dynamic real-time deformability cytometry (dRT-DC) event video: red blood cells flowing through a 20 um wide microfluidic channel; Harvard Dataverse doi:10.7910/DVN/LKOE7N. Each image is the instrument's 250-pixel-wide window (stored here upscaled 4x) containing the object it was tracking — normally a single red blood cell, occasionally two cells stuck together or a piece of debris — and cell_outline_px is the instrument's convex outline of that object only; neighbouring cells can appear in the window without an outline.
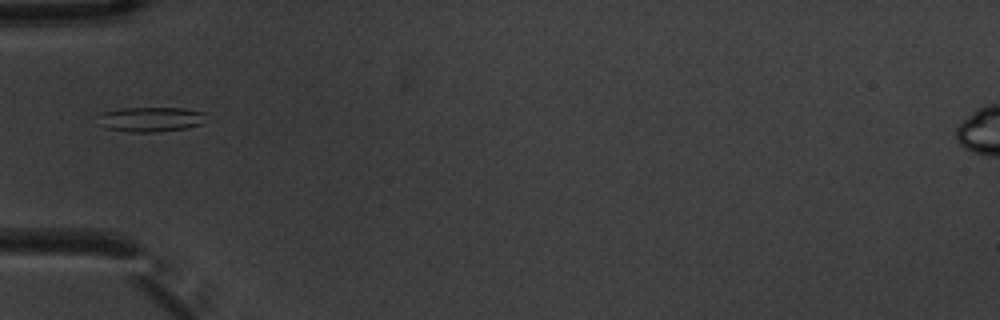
{"species": "common noctule bat (a hibernating species)", "species_latin": "Nyctalus noctula", "temperature_condition": "warm", "stored_images_in_passage": 4, "camera_frame_rate_fps": 3000, "um_per_image_px": 0.085, "animal": {"sex": "male", "body_mass_g": 20.1, "forearm_length_mm": 53.5}, "frame": {"image": 1, "passage_image": 1, "time_ms": 0.0, "image_size_px": [1000, 320], "cell_outline_px": [[204, 112], [200, 124], [184, 128], [160, 132], [132, 132], [104, 128], [96, 116], [104, 112], [120, 108], [184, 108]], "centroid_in_image_um": [12.74, 10.14], "position_along_channel_um": 72.3, "area_um2": 15.43}}
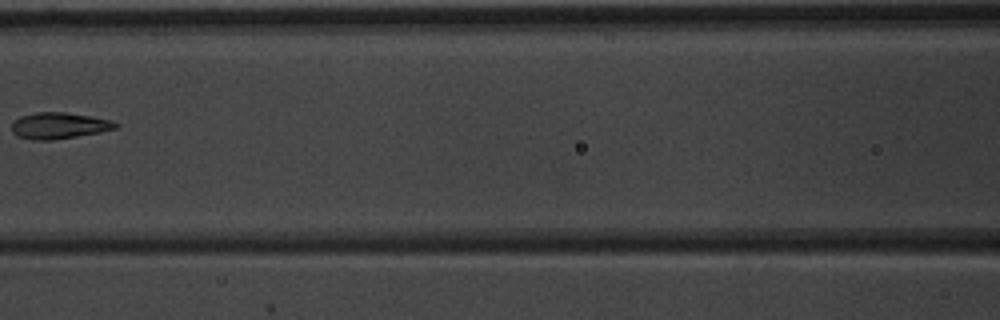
{"frame": {"image": 2, "passage_image": 3, "time_ms": 0.667, "image_size_px": [1000, 320], "cell_outline_px": [[120, 124], [116, 128], [100, 132], [52, 140], [32, 140], [16, 136], [12, 132], [12, 124], [20, 116], [36, 112], [64, 112], [92, 116], [112, 120]], "centroid_in_image_um": [5.02, 10.68], "position_along_channel_um": 161.6, "area_um2": 15.95}}
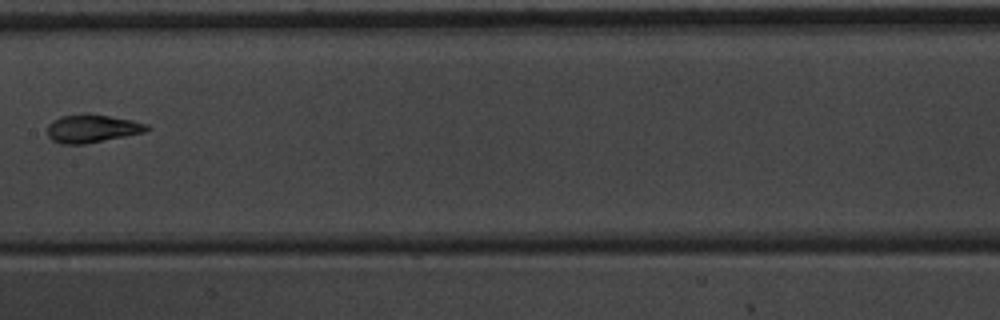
{"frame": {"image": 3, "passage_image": 4, "time_ms": 1.0, "image_size_px": [1000, 320], "cell_outline_px": [[148, 128], [144, 132], [84, 144], [60, 144], [52, 140], [48, 136], [48, 124], [52, 120], [60, 116], [84, 112], [132, 120], [148, 124]], "centroid_in_image_um": [7.76, 10.91], "position_along_channel_um": 199.6, "area_um2": 16.3}}